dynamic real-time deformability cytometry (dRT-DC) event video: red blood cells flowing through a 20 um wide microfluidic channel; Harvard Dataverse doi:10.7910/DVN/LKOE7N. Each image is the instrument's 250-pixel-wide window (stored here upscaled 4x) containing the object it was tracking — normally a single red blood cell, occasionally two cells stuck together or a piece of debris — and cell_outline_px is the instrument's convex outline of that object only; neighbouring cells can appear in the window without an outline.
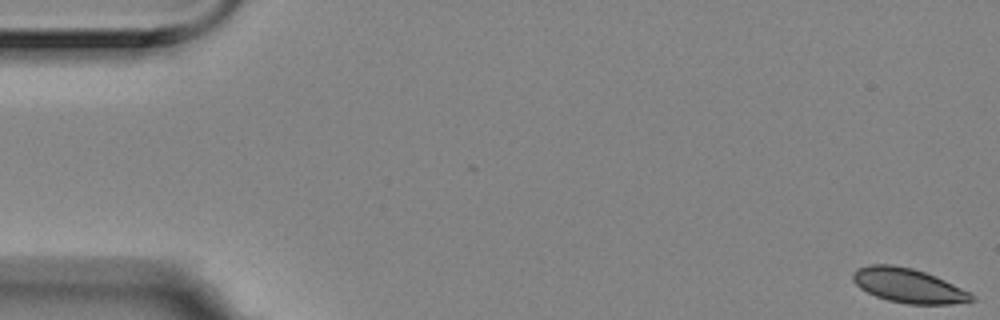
{"species": "Egyptian fruit bat (a non-hibernating species)", "species_latin": "Rousettus aegyptiacus", "temperature_condition": "room temperature", "stored_images_in_passage": 5, "camera_frame_rate_fps": 3000, "um_per_image_px": 0.085, "animal": {"sex": "female"}, "frame": {"image": 1, "passage_image": 1, "time_ms": 0.0, "image_size_px": [1000, 320], "cell_outline_px": [[976, 300], [952, 304], [908, 304], [888, 300], [876, 296], [860, 288], [852, 280], [852, 272], [856, 268], [872, 264], [892, 264], [912, 268], [936, 276], [976, 296]], "centroid_in_image_um": [77.18, 24.27], "position_along_channel_um": 7.8, "area_um2": 23.7}}